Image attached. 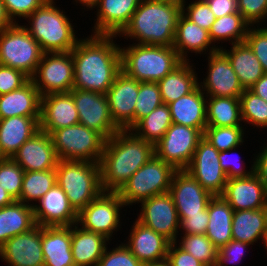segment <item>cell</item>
<instances>
[{"label": "cell", "instance_id": "obj_1", "mask_svg": "<svg viewBox=\"0 0 267 266\" xmlns=\"http://www.w3.org/2000/svg\"><path fill=\"white\" fill-rule=\"evenodd\" d=\"M117 35L82 38L71 50L74 62L73 88L106 94L121 69Z\"/></svg>", "mask_w": 267, "mask_h": 266}, {"label": "cell", "instance_id": "obj_2", "mask_svg": "<svg viewBox=\"0 0 267 266\" xmlns=\"http://www.w3.org/2000/svg\"><path fill=\"white\" fill-rule=\"evenodd\" d=\"M153 155L154 145L131 130H119L105 142L99 162L104 192H118Z\"/></svg>", "mask_w": 267, "mask_h": 266}, {"label": "cell", "instance_id": "obj_3", "mask_svg": "<svg viewBox=\"0 0 267 266\" xmlns=\"http://www.w3.org/2000/svg\"><path fill=\"white\" fill-rule=\"evenodd\" d=\"M181 0H142L129 24L118 35L136 44L173 46Z\"/></svg>", "mask_w": 267, "mask_h": 266}, {"label": "cell", "instance_id": "obj_4", "mask_svg": "<svg viewBox=\"0 0 267 266\" xmlns=\"http://www.w3.org/2000/svg\"><path fill=\"white\" fill-rule=\"evenodd\" d=\"M55 1L47 0L36 9L26 18L29 26L24 24V27L44 53L70 52L80 38L66 12L55 6Z\"/></svg>", "mask_w": 267, "mask_h": 266}, {"label": "cell", "instance_id": "obj_5", "mask_svg": "<svg viewBox=\"0 0 267 266\" xmlns=\"http://www.w3.org/2000/svg\"><path fill=\"white\" fill-rule=\"evenodd\" d=\"M120 53L122 71L138 82H158L183 62L173 46L133 43Z\"/></svg>", "mask_w": 267, "mask_h": 266}, {"label": "cell", "instance_id": "obj_6", "mask_svg": "<svg viewBox=\"0 0 267 266\" xmlns=\"http://www.w3.org/2000/svg\"><path fill=\"white\" fill-rule=\"evenodd\" d=\"M55 171L56 183L77 213L103 192L99 163L59 160Z\"/></svg>", "mask_w": 267, "mask_h": 266}, {"label": "cell", "instance_id": "obj_7", "mask_svg": "<svg viewBox=\"0 0 267 266\" xmlns=\"http://www.w3.org/2000/svg\"><path fill=\"white\" fill-rule=\"evenodd\" d=\"M177 170L153 155L140 167L117 192L125 206L169 192L171 181Z\"/></svg>", "mask_w": 267, "mask_h": 266}, {"label": "cell", "instance_id": "obj_8", "mask_svg": "<svg viewBox=\"0 0 267 266\" xmlns=\"http://www.w3.org/2000/svg\"><path fill=\"white\" fill-rule=\"evenodd\" d=\"M43 53L24 25L14 23L0 31V65L20 70L31 78Z\"/></svg>", "mask_w": 267, "mask_h": 266}, {"label": "cell", "instance_id": "obj_9", "mask_svg": "<svg viewBox=\"0 0 267 266\" xmlns=\"http://www.w3.org/2000/svg\"><path fill=\"white\" fill-rule=\"evenodd\" d=\"M59 160H77L99 163L106 139L82 124L54 130L51 134Z\"/></svg>", "mask_w": 267, "mask_h": 266}, {"label": "cell", "instance_id": "obj_10", "mask_svg": "<svg viewBox=\"0 0 267 266\" xmlns=\"http://www.w3.org/2000/svg\"><path fill=\"white\" fill-rule=\"evenodd\" d=\"M30 80L41 97L52 93L70 92L74 83V62L71 51L43 53Z\"/></svg>", "mask_w": 267, "mask_h": 266}, {"label": "cell", "instance_id": "obj_11", "mask_svg": "<svg viewBox=\"0 0 267 266\" xmlns=\"http://www.w3.org/2000/svg\"><path fill=\"white\" fill-rule=\"evenodd\" d=\"M126 207L117 192H102L78 213L77 224L83 229L98 233L110 242L119 231L120 212Z\"/></svg>", "mask_w": 267, "mask_h": 266}, {"label": "cell", "instance_id": "obj_12", "mask_svg": "<svg viewBox=\"0 0 267 266\" xmlns=\"http://www.w3.org/2000/svg\"><path fill=\"white\" fill-rule=\"evenodd\" d=\"M203 136L198 128L172 123L154 145L155 155L176 170H185Z\"/></svg>", "mask_w": 267, "mask_h": 266}, {"label": "cell", "instance_id": "obj_13", "mask_svg": "<svg viewBox=\"0 0 267 266\" xmlns=\"http://www.w3.org/2000/svg\"><path fill=\"white\" fill-rule=\"evenodd\" d=\"M70 93L79 114V124L100 133L106 140L120 130L111 116L106 94L77 88Z\"/></svg>", "mask_w": 267, "mask_h": 266}, {"label": "cell", "instance_id": "obj_14", "mask_svg": "<svg viewBox=\"0 0 267 266\" xmlns=\"http://www.w3.org/2000/svg\"><path fill=\"white\" fill-rule=\"evenodd\" d=\"M219 151L204 137L199 141L191 162L185 169L213 196H221L228 180L219 163Z\"/></svg>", "mask_w": 267, "mask_h": 266}, {"label": "cell", "instance_id": "obj_15", "mask_svg": "<svg viewBox=\"0 0 267 266\" xmlns=\"http://www.w3.org/2000/svg\"><path fill=\"white\" fill-rule=\"evenodd\" d=\"M137 220L171 243L179 242L180 221L173 198L169 192L152 196L140 202Z\"/></svg>", "mask_w": 267, "mask_h": 266}, {"label": "cell", "instance_id": "obj_16", "mask_svg": "<svg viewBox=\"0 0 267 266\" xmlns=\"http://www.w3.org/2000/svg\"><path fill=\"white\" fill-rule=\"evenodd\" d=\"M208 70L203 82H198L206 96L239 98L244 92L229 59L219 49L207 55Z\"/></svg>", "mask_w": 267, "mask_h": 266}, {"label": "cell", "instance_id": "obj_17", "mask_svg": "<svg viewBox=\"0 0 267 266\" xmlns=\"http://www.w3.org/2000/svg\"><path fill=\"white\" fill-rule=\"evenodd\" d=\"M138 92L139 82L121 71L106 93L111 116L120 130H130L135 125Z\"/></svg>", "mask_w": 267, "mask_h": 266}, {"label": "cell", "instance_id": "obj_18", "mask_svg": "<svg viewBox=\"0 0 267 266\" xmlns=\"http://www.w3.org/2000/svg\"><path fill=\"white\" fill-rule=\"evenodd\" d=\"M169 193L181 222L188 214H200L213 195L205 190L186 170H177L172 178Z\"/></svg>", "mask_w": 267, "mask_h": 266}, {"label": "cell", "instance_id": "obj_19", "mask_svg": "<svg viewBox=\"0 0 267 266\" xmlns=\"http://www.w3.org/2000/svg\"><path fill=\"white\" fill-rule=\"evenodd\" d=\"M42 226L13 236L0 247L1 260L7 266H44L41 242Z\"/></svg>", "mask_w": 267, "mask_h": 266}, {"label": "cell", "instance_id": "obj_20", "mask_svg": "<svg viewBox=\"0 0 267 266\" xmlns=\"http://www.w3.org/2000/svg\"><path fill=\"white\" fill-rule=\"evenodd\" d=\"M221 196L234 211L267 208V189L255 172L246 177L229 178Z\"/></svg>", "mask_w": 267, "mask_h": 266}, {"label": "cell", "instance_id": "obj_21", "mask_svg": "<svg viewBox=\"0 0 267 266\" xmlns=\"http://www.w3.org/2000/svg\"><path fill=\"white\" fill-rule=\"evenodd\" d=\"M11 158L25 172L56 169L59 161L50 134L42 130L24 142Z\"/></svg>", "mask_w": 267, "mask_h": 266}, {"label": "cell", "instance_id": "obj_22", "mask_svg": "<svg viewBox=\"0 0 267 266\" xmlns=\"http://www.w3.org/2000/svg\"><path fill=\"white\" fill-rule=\"evenodd\" d=\"M34 204V218L40 226H72L77 223L78 213L70 205L66 193L56 183Z\"/></svg>", "mask_w": 267, "mask_h": 266}, {"label": "cell", "instance_id": "obj_23", "mask_svg": "<svg viewBox=\"0 0 267 266\" xmlns=\"http://www.w3.org/2000/svg\"><path fill=\"white\" fill-rule=\"evenodd\" d=\"M76 124H79V114L70 92L41 97L40 130L51 134L54 130Z\"/></svg>", "mask_w": 267, "mask_h": 266}, {"label": "cell", "instance_id": "obj_24", "mask_svg": "<svg viewBox=\"0 0 267 266\" xmlns=\"http://www.w3.org/2000/svg\"><path fill=\"white\" fill-rule=\"evenodd\" d=\"M127 243L124 245L143 264L167 259L170 241L145 226L137 219L133 222Z\"/></svg>", "mask_w": 267, "mask_h": 266}, {"label": "cell", "instance_id": "obj_25", "mask_svg": "<svg viewBox=\"0 0 267 266\" xmlns=\"http://www.w3.org/2000/svg\"><path fill=\"white\" fill-rule=\"evenodd\" d=\"M142 0H100L97 5L94 35H119L129 24Z\"/></svg>", "mask_w": 267, "mask_h": 266}, {"label": "cell", "instance_id": "obj_26", "mask_svg": "<svg viewBox=\"0 0 267 266\" xmlns=\"http://www.w3.org/2000/svg\"><path fill=\"white\" fill-rule=\"evenodd\" d=\"M212 43L213 42L210 39L208 30L201 28L196 23H193L183 14L180 15L175 31L173 48L177 51L178 56L183 61L190 60L188 59L189 57L187 54L190 51L191 53L194 52L196 55L198 53L200 55H208L218 51L221 46L219 45V47H216V45Z\"/></svg>", "mask_w": 267, "mask_h": 266}, {"label": "cell", "instance_id": "obj_27", "mask_svg": "<svg viewBox=\"0 0 267 266\" xmlns=\"http://www.w3.org/2000/svg\"><path fill=\"white\" fill-rule=\"evenodd\" d=\"M44 266H75L71 249V226H42Z\"/></svg>", "mask_w": 267, "mask_h": 266}, {"label": "cell", "instance_id": "obj_28", "mask_svg": "<svg viewBox=\"0 0 267 266\" xmlns=\"http://www.w3.org/2000/svg\"><path fill=\"white\" fill-rule=\"evenodd\" d=\"M207 96L197 86L189 94L168 104L172 123L198 128L203 134L206 121Z\"/></svg>", "mask_w": 267, "mask_h": 266}, {"label": "cell", "instance_id": "obj_29", "mask_svg": "<svg viewBox=\"0 0 267 266\" xmlns=\"http://www.w3.org/2000/svg\"><path fill=\"white\" fill-rule=\"evenodd\" d=\"M40 109L41 95L31 80L20 89L0 95V119L40 117Z\"/></svg>", "mask_w": 267, "mask_h": 266}, {"label": "cell", "instance_id": "obj_30", "mask_svg": "<svg viewBox=\"0 0 267 266\" xmlns=\"http://www.w3.org/2000/svg\"><path fill=\"white\" fill-rule=\"evenodd\" d=\"M110 241L103 235L71 226V249L75 266H97ZM108 243V244H107Z\"/></svg>", "mask_w": 267, "mask_h": 266}, {"label": "cell", "instance_id": "obj_31", "mask_svg": "<svg viewBox=\"0 0 267 266\" xmlns=\"http://www.w3.org/2000/svg\"><path fill=\"white\" fill-rule=\"evenodd\" d=\"M40 117L15 116L0 119V147L6 157H12L21 145L40 130Z\"/></svg>", "mask_w": 267, "mask_h": 266}, {"label": "cell", "instance_id": "obj_32", "mask_svg": "<svg viewBox=\"0 0 267 266\" xmlns=\"http://www.w3.org/2000/svg\"><path fill=\"white\" fill-rule=\"evenodd\" d=\"M231 49L220 50L227 56L243 89H250L264 74L262 65L246 42L233 44Z\"/></svg>", "mask_w": 267, "mask_h": 266}, {"label": "cell", "instance_id": "obj_33", "mask_svg": "<svg viewBox=\"0 0 267 266\" xmlns=\"http://www.w3.org/2000/svg\"><path fill=\"white\" fill-rule=\"evenodd\" d=\"M267 234V208L234 211L232 216V238L254 245L264 242Z\"/></svg>", "mask_w": 267, "mask_h": 266}, {"label": "cell", "instance_id": "obj_34", "mask_svg": "<svg viewBox=\"0 0 267 266\" xmlns=\"http://www.w3.org/2000/svg\"><path fill=\"white\" fill-rule=\"evenodd\" d=\"M191 61H183L171 73L157 83L163 104H169L192 92L198 86L196 67ZM195 68V69H194Z\"/></svg>", "mask_w": 267, "mask_h": 266}, {"label": "cell", "instance_id": "obj_35", "mask_svg": "<svg viewBox=\"0 0 267 266\" xmlns=\"http://www.w3.org/2000/svg\"><path fill=\"white\" fill-rule=\"evenodd\" d=\"M209 222L205 235L219 249L232 238L233 208L222 196H213L207 206Z\"/></svg>", "mask_w": 267, "mask_h": 266}, {"label": "cell", "instance_id": "obj_36", "mask_svg": "<svg viewBox=\"0 0 267 266\" xmlns=\"http://www.w3.org/2000/svg\"><path fill=\"white\" fill-rule=\"evenodd\" d=\"M36 226L33 206L15 200L0 208V247L13 236Z\"/></svg>", "mask_w": 267, "mask_h": 266}, {"label": "cell", "instance_id": "obj_37", "mask_svg": "<svg viewBox=\"0 0 267 266\" xmlns=\"http://www.w3.org/2000/svg\"><path fill=\"white\" fill-rule=\"evenodd\" d=\"M206 121L214 127L244 126L239 98L207 96Z\"/></svg>", "mask_w": 267, "mask_h": 266}, {"label": "cell", "instance_id": "obj_38", "mask_svg": "<svg viewBox=\"0 0 267 266\" xmlns=\"http://www.w3.org/2000/svg\"><path fill=\"white\" fill-rule=\"evenodd\" d=\"M172 125L170 108L162 104L140 119L130 130L139 138L155 145Z\"/></svg>", "mask_w": 267, "mask_h": 266}, {"label": "cell", "instance_id": "obj_39", "mask_svg": "<svg viewBox=\"0 0 267 266\" xmlns=\"http://www.w3.org/2000/svg\"><path fill=\"white\" fill-rule=\"evenodd\" d=\"M249 27L250 25L239 12L232 13L217 18L209 30V36L213 44L217 42L220 44L219 41L221 43L229 41L231 45L242 43L245 42Z\"/></svg>", "mask_w": 267, "mask_h": 266}, {"label": "cell", "instance_id": "obj_40", "mask_svg": "<svg viewBox=\"0 0 267 266\" xmlns=\"http://www.w3.org/2000/svg\"><path fill=\"white\" fill-rule=\"evenodd\" d=\"M55 184V169L27 171L23 177L19 201L34 206V203L36 204V202H38Z\"/></svg>", "mask_w": 267, "mask_h": 266}, {"label": "cell", "instance_id": "obj_41", "mask_svg": "<svg viewBox=\"0 0 267 266\" xmlns=\"http://www.w3.org/2000/svg\"><path fill=\"white\" fill-rule=\"evenodd\" d=\"M177 244L187 253L193 255L205 266H215L217 262L218 248L205 234H182Z\"/></svg>", "mask_w": 267, "mask_h": 266}, {"label": "cell", "instance_id": "obj_42", "mask_svg": "<svg viewBox=\"0 0 267 266\" xmlns=\"http://www.w3.org/2000/svg\"><path fill=\"white\" fill-rule=\"evenodd\" d=\"M239 100L243 123L267 129V102L250 89H245Z\"/></svg>", "mask_w": 267, "mask_h": 266}, {"label": "cell", "instance_id": "obj_43", "mask_svg": "<svg viewBox=\"0 0 267 266\" xmlns=\"http://www.w3.org/2000/svg\"><path fill=\"white\" fill-rule=\"evenodd\" d=\"M243 126H206L204 138L207 139L219 152L242 146L244 143Z\"/></svg>", "mask_w": 267, "mask_h": 266}, {"label": "cell", "instance_id": "obj_44", "mask_svg": "<svg viewBox=\"0 0 267 266\" xmlns=\"http://www.w3.org/2000/svg\"><path fill=\"white\" fill-rule=\"evenodd\" d=\"M135 124L154 109L163 104L157 82H139V92L135 103Z\"/></svg>", "mask_w": 267, "mask_h": 266}, {"label": "cell", "instance_id": "obj_45", "mask_svg": "<svg viewBox=\"0 0 267 266\" xmlns=\"http://www.w3.org/2000/svg\"><path fill=\"white\" fill-rule=\"evenodd\" d=\"M25 171L12 158L0 162V186L19 201Z\"/></svg>", "mask_w": 267, "mask_h": 266}, {"label": "cell", "instance_id": "obj_46", "mask_svg": "<svg viewBox=\"0 0 267 266\" xmlns=\"http://www.w3.org/2000/svg\"><path fill=\"white\" fill-rule=\"evenodd\" d=\"M181 6L182 14L187 19L208 31L211 29L216 18L205 0L192 1L190 4L188 3V6H186L185 0H181Z\"/></svg>", "mask_w": 267, "mask_h": 266}, {"label": "cell", "instance_id": "obj_47", "mask_svg": "<svg viewBox=\"0 0 267 266\" xmlns=\"http://www.w3.org/2000/svg\"><path fill=\"white\" fill-rule=\"evenodd\" d=\"M97 266H143V263L121 242L110 251L107 246Z\"/></svg>", "mask_w": 267, "mask_h": 266}, {"label": "cell", "instance_id": "obj_48", "mask_svg": "<svg viewBox=\"0 0 267 266\" xmlns=\"http://www.w3.org/2000/svg\"><path fill=\"white\" fill-rule=\"evenodd\" d=\"M245 42L260 61L264 73H267V27L254 25L248 28Z\"/></svg>", "mask_w": 267, "mask_h": 266}, {"label": "cell", "instance_id": "obj_49", "mask_svg": "<svg viewBox=\"0 0 267 266\" xmlns=\"http://www.w3.org/2000/svg\"><path fill=\"white\" fill-rule=\"evenodd\" d=\"M238 12L250 25H262L267 19V0H237Z\"/></svg>", "mask_w": 267, "mask_h": 266}, {"label": "cell", "instance_id": "obj_50", "mask_svg": "<svg viewBox=\"0 0 267 266\" xmlns=\"http://www.w3.org/2000/svg\"><path fill=\"white\" fill-rule=\"evenodd\" d=\"M7 14L14 23H18L31 15L36 9L41 7L47 0H2ZM17 18V19H16Z\"/></svg>", "mask_w": 267, "mask_h": 266}, {"label": "cell", "instance_id": "obj_51", "mask_svg": "<svg viewBox=\"0 0 267 266\" xmlns=\"http://www.w3.org/2000/svg\"><path fill=\"white\" fill-rule=\"evenodd\" d=\"M237 147L229 149L227 151H221L219 153V163L221 165V168L225 171L227 178H238V177H246L254 173V162L251 164V168L249 170H246L244 166H241L240 163L243 161H239V158L241 160L240 156H236L237 159L233 161V151L235 153ZM239 163H237V162ZM239 164V165H238ZM238 165V166H237ZM243 167V168H242Z\"/></svg>", "mask_w": 267, "mask_h": 266}, {"label": "cell", "instance_id": "obj_52", "mask_svg": "<svg viewBox=\"0 0 267 266\" xmlns=\"http://www.w3.org/2000/svg\"><path fill=\"white\" fill-rule=\"evenodd\" d=\"M249 246L250 244L248 243L232 239L226 245L218 249L215 266H226V264L229 263H240Z\"/></svg>", "mask_w": 267, "mask_h": 266}, {"label": "cell", "instance_id": "obj_53", "mask_svg": "<svg viewBox=\"0 0 267 266\" xmlns=\"http://www.w3.org/2000/svg\"><path fill=\"white\" fill-rule=\"evenodd\" d=\"M29 80L22 71L0 65V95L20 89Z\"/></svg>", "mask_w": 267, "mask_h": 266}, {"label": "cell", "instance_id": "obj_54", "mask_svg": "<svg viewBox=\"0 0 267 266\" xmlns=\"http://www.w3.org/2000/svg\"><path fill=\"white\" fill-rule=\"evenodd\" d=\"M209 215L208 209L201 211L200 214H188L180 222V231L183 234H205L208 228Z\"/></svg>", "mask_w": 267, "mask_h": 266}, {"label": "cell", "instance_id": "obj_55", "mask_svg": "<svg viewBox=\"0 0 267 266\" xmlns=\"http://www.w3.org/2000/svg\"><path fill=\"white\" fill-rule=\"evenodd\" d=\"M167 261L170 266H205L193 255L180 248L176 242L170 243Z\"/></svg>", "mask_w": 267, "mask_h": 266}, {"label": "cell", "instance_id": "obj_56", "mask_svg": "<svg viewBox=\"0 0 267 266\" xmlns=\"http://www.w3.org/2000/svg\"><path fill=\"white\" fill-rule=\"evenodd\" d=\"M215 18L238 12L237 0H205Z\"/></svg>", "mask_w": 267, "mask_h": 266}, {"label": "cell", "instance_id": "obj_57", "mask_svg": "<svg viewBox=\"0 0 267 266\" xmlns=\"http://www.w3.org/2000/svg\"><path fill=\"white\" fill-rule=\"evenodd\" d=\"M257 154H255L256 156L253 158L254 172L267 189V143H264L263 148L260 149Z\"/></svg>", "mask_w": 267, "mask_h": 266}, {"label": "cell", "instance_id": "obj_58", "mask_svg": "<svg viewBox=\"0 0 267 266\" xmlns=\"http://www.w3.org/2000/svg\"><path fill=\"white\" fill-rule=\"evenodd\" d=\"M250 90L267 102V73H264Z\"/></svg>", "mask_w": 267, "mask_h": 266}, {"label": "cell", "instance_id": "obj_59", "mask_svg": "<svg viewBox=\"0 0 267 266\" xmlns=\"http://www.w3.org/2000/svg\"><path fill=\"white\" fill-rule=\"evenodd\" d=\"M13 24H14V22L8 16L3 1L0 0V31L6 29L7 27H9Z\"/></svg>", "mask_w": 267, "mask_h": 266}, {"label": "cell", "instance_id": "obj_60", "mask_svg": "<svg viewBox=\"0 0 267 266\" xmlns=\"http://www.w3.org/2000/svg\"><path fill=\"white\" fill-rule=\"evenodd\" d=\"M15 200L12 198V196L0 186V208L10 205L14 202Z\"/></svg>", "mask_w": 267, "mask_h": 266}, {"label": "cell", "instance_id": "obj_61", "mask_svg": "<svg viewBox=\"0 0 267 266\" xmlns=\"http://www.w3.org/2000/svg\"><path fill=\"white\" fill-rule=\"evenodd\" d=\"M76 3H80L82 6H86L87 9L93 10L99 4L100 0H75Z\"/></svg>", "mask_w": 267, "mask_h": 266}, {"label": "cell", "instance_id": "obj_62", "mask_svg": "<svg viewBox=\"0 0 267 266\" xmlns=\"http://www.w3.org/2000/svg\"><path fill=\"white\" fill-rule=\"evenodd\" d=\"M143 266H170V263L167 261V259H164L158 262L143 264Z\"/></svg>", "mask_w": 267, "mask_h": 266}, {"label": "cell", "instance_id": "obj_63", "mask_svg": "<svg viewBox=\"0 0 267 266\" xmlns=\"http://www.w3.org/2000/svg\"><path fill=\"white\" fill-rule=\"evenodd\" d=\"M7 157L5 156V154L2 152L1 147H0V162L5 160Z\"/></svg>", "mask_w": 267, "mask_h": 266}, {"label": "cell", "instance_id": "obj_64", "mask_svg": "<svg viewBox=\"0 0 267 266\" xmlns=\"http://www.w3.org/2000/svg\"><path fill=\"white\" fill-rule=\"evenodd\" d=\"M263 244H264L266 251H267V234L265 235V239H264Z\"/></svg>", "mask_w": 267, "mask_h": 266}]
</instances>
